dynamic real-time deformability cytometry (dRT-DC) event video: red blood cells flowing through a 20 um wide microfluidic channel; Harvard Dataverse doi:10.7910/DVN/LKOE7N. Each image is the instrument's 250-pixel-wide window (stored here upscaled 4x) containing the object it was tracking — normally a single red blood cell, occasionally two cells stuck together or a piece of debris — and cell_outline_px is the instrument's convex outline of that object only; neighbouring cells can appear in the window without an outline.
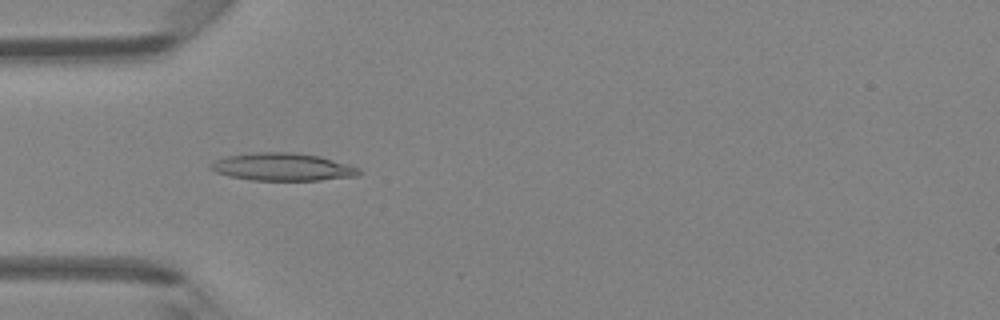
{"species": "Egyptian fruit bat (a non-hibernating species)", "species_latin": "Rousettus aegyptiacus", "temperature_condition": "room temperature", "stored_images_in_passage": 44, "camera_frame_rate_fps": 3000, "um_per_image_px": 0.085, "animal": {"sex": "female"}, "frame": {"image": 1, "passage_image": 12, "time_ms": 3.667, "image_size_px": [1000, 320], "cell_outline_px": [[364, 172], [356, 176], [320, 180], [252, 180], [228, 176], [216, 172], [208, 168], [216, 160], [228, 156], [252, 152], [296, 152], [320, 156], [348, 164], [360, 168]], "centroid_in_image_um": [24.05, 14.18], "position_along_channel_um": 60.9, "area_um2": 23.99}}
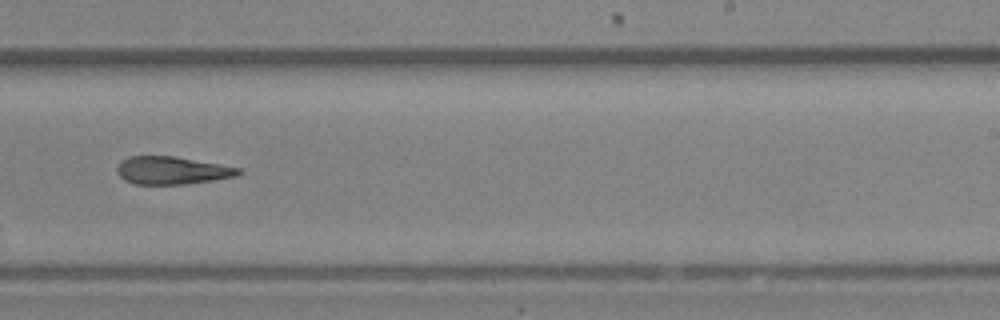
{"frame": {"image": 2, "passage_image": 27, "time_ms": 8.667, "image_size_px": [1000, 320], "cell_outline_px": [[244, 172], [236, 176], [212, 180], [184, 184], [132, 184], [124, 180], [116, 172], [116, 168], [128, 156], [176, 156], [220, 164], [240, 168]], "centroid_in_image_um": [14.62, 14.48], "position_along_channel_um": 274.4, "area_um2": 19.65}}
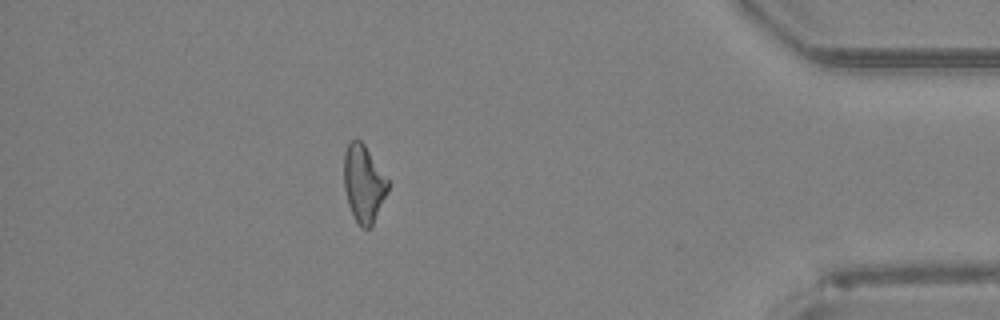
{"frame": {"image": 3, "passage_image": 39, "time_ms": 12.667, "image_size_px": [1000, 320], "cell_outline_px": [[388, 188], [372, 224], [368, 228], [360, 228], [348, 204], [344, 188], [344, 152], [348, 144], [352, 140], [360, 140], [364, 144], [388, 180]], "centroid_in_image_um": [30.88, 15.58], "position_along_channel_um": 404.3, "area_um2": 19.25}, "authors_computed_cell_mechanics": {"area_um2": 20.5768, "velocity_mm_per_s": 4.3331, "shape_relaxation_time_tau1_ms": null, "shape_relaxation_time_tau2_ms": 7.1288, "deformation_change_tau1": null, "deformation_change_tau2": 0.198}}